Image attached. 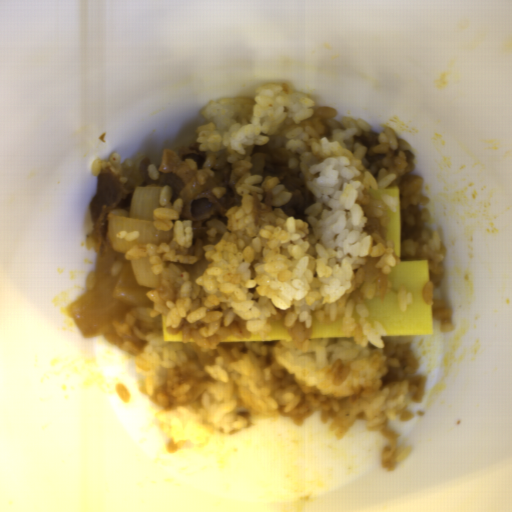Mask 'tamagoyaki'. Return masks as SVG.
I'll list each match as a JSON object with an SVG mask.
<instances>
[{
    "instance_id": "1",
    "label": "tamagoyaki",
    "mask_w": 512,
    "mask_h": 512,
    "mask_svg": "<svg viewBox=\"0 0 512 512\" xmlns=\"http://www.w3.org/2000/svg\"><path fill=\"white\" fill-rule=\"evenodd\" d=\"M370 194L373 199L378 200L387 195L397 201L395 211L387 216V238L398 258V263L386 277L391 287L384 298L366 300L365 305L369 311L366 320L373 327L375 322L381 324L386 336L433 335L432 305L423 296L424 289L430 282L428 260L400 258V189L390 185L388 188L370 191ZM401 285H404L414 298L413 305L407 306L403 313L396 298Z\"/></svg>"
},
{
    "instance_id": "2",
    "label": "tamagoyaki",
    "mask_w": 512,
    "mask_h": 512,
    "mask_svg": "<svg viewBox=\"0 0 512 512\" xmlns=\"http://www.w3.org/2000/svg\"><path fill=\"white\" fill-rule=\"evenodd\" d=\"M346 336L343 330V322L340 320L332 324H325L313 319L310 338H345Z\"/></svg>"
},
{
    "instance_id": "3",
    "label": "tamagoyaki",
    "mask_w": 512,
    "mask_h": 512,
    "mask_svg": "<svg viewBox=\"0 0 512 512\" xmlns=\"http://www.w3.org/2000/svg\"><path fill=\"white\" fill-rule=\"evenodd\" d=\"M267 337L274 341H289L291 340V336L287 331L286 327L281 323L273 322L270 326V330L266 334Z\"/></svg>"
},
{
    "instance_id": "4",
    "label": "tamagoyaki",
    "mask_w": 512,
    "mask_h": 512,
    "mask_svg": "<svg viewBox=\"0 0 512 512\" xmlns=\"http://www.w3.org/2000/svg\"><path fill=\"white\" fill-rule=\"evenodd\" d=\"M162 341L164 342H182L183 333L180 330L174 335H170L167 331V317L161 315Z\"/></svg>"
},
{
    "instance_id": "5",
    "label": "tamagoyaki",
    "mask_w": 512,
    "mask_h": 512,
    "mask_svg": "<svg viewBox=\"0 0 512 512\" xmlns=\"http://www.w3.org/2000/svg\"><path fill=\"white\" fill-rule=\"evenodd\" d=\"M223 341L228 342H244V341H262L260 336L258 334H254L249 338H238L233 335H229L227 338H225Z\"/></svg>"
}]
</instances>
